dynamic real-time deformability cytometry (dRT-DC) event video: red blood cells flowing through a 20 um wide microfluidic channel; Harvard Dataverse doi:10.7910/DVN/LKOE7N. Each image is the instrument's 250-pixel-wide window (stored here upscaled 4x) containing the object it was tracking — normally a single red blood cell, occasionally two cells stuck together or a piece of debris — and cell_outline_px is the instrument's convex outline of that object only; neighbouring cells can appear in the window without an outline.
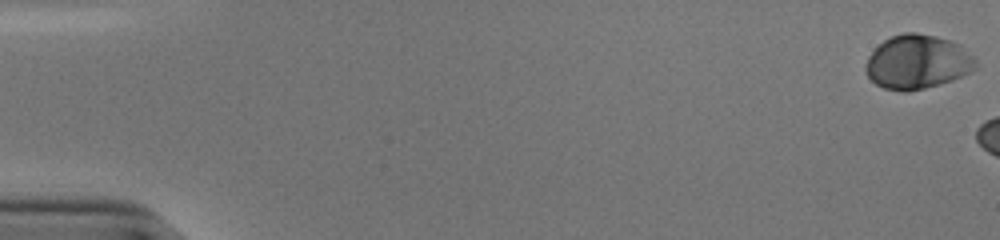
{"species": "human", "species_latin": "Homo sapiens", "temperature_condition": "cold", "stored_images_in_passage": 7, "camera_frame_rate_fps": 3000, "um_per_image_px": 0.085, "donor": {"sex": "male"}, "frame": {"image": 1, "passage_image": 1, "time_ms": 0.0, "image_size_px": [1000, 240], "cell_outline_px": [[976, 68], [972, 72], [952, 80], [940, 84], [924, 88], [904, 92], [884, 88], [876, 84], [868, 76], [864, 68], [868, 56], [884, 40], [892, 36], [904, 32], [916, 32], [936, 36], [960, 44], [976, 60]], "centroid_in_image_um": [77.98, 5.27], "position_along_channel_um": 7.0, "area_um2": 34.62}}